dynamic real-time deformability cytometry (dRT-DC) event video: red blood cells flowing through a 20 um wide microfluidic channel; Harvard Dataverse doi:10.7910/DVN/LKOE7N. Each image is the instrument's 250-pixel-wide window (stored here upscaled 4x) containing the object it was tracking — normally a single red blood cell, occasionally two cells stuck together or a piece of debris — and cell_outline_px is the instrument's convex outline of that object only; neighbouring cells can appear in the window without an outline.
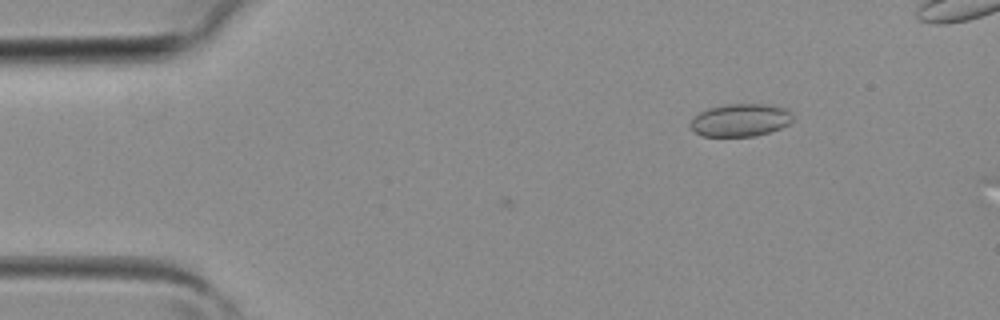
{"species": "common noctule bat (a hibernating species)", "species_latin": "Nyctalus noctula", "temperature_condition": "room temperature", "stored_images_in_passage": 2, "camera_frame_rate_fps": 3000, "um_per_image_px": 0.085, "animal": {"sex": "female", "body_mass_g": 19.3, "forearm_length_mm": 54.1}, "frame": {"image": 1, "passage_image": 1, "time_ms": 0.0, "image_size_px": [1000, 320], "cell_outline_px": [[792, 120], [788, 124], [780, 128], [756, 136], [704, 136], [696, 132], [688, 124], [700, 112], [708, 108], [724, 104], [768, 104], [788, 108], [792, 112]], "centroid_in_image_um": [62.96, 10.19], "position_along_channel_um": 22.0, "area_um2": 19.54}}